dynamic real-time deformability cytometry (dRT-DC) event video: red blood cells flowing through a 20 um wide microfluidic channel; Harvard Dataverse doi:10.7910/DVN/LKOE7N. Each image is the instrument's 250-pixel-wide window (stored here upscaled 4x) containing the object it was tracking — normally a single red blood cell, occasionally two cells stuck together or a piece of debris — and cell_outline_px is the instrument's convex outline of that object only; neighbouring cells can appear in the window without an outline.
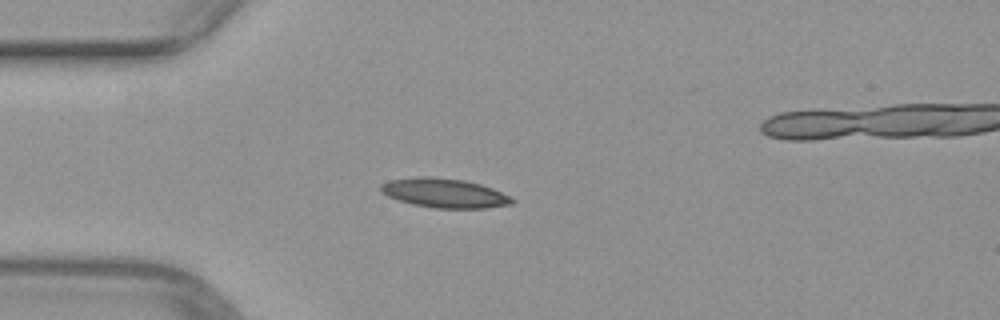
{"species": "common noctule bat (a hibernating species)", "species_latin": "Nyctalus noctula", "temperature_condition": "warm", "stored_images_in_passage": 39, "camera_frame_rate_fps": 3000, "um_per_image_px": 0.085, "animal": {"sex": "female", "body_mass_g": 29.2, "forearm_length_mm": 56.3}, "frame": {"image": 1, "passage_image": 1, "time_ms": 0.0, "image_size_px": [1000, 320], "cell_outline_px": [[516, 200], [512, 204], [484, 208], [436, 208], [412, 204], [388, 196], [380, 192], [380, 184], [388, 180], [416, 176], [432, 176], [464, 180], [480, 184], [492, 188], [512, 196]], "centroid_in_image_um": [37.77, 16.4], "position_along_channel_um": 47.2, "area_um2": 22.6}}
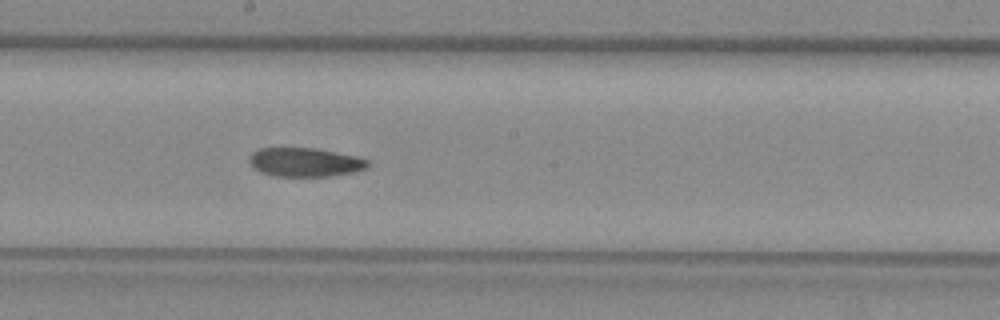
{"frame": {"image": 2, "passage_image": 15, "time_ms": 4.667, "image_size_px": [1000, 320], "cell_outline_px": [[368, 168], [352, 172], [328, 176], [272, 176], [260, 172], [248, 160], [252, 152], [260, 148], [316, 148], [356, 156], [368, 160]], "centroid_in_image_um": [25.92, 13.78], "position_along_channel_um": 222.3, "area_um2": 19.83}}
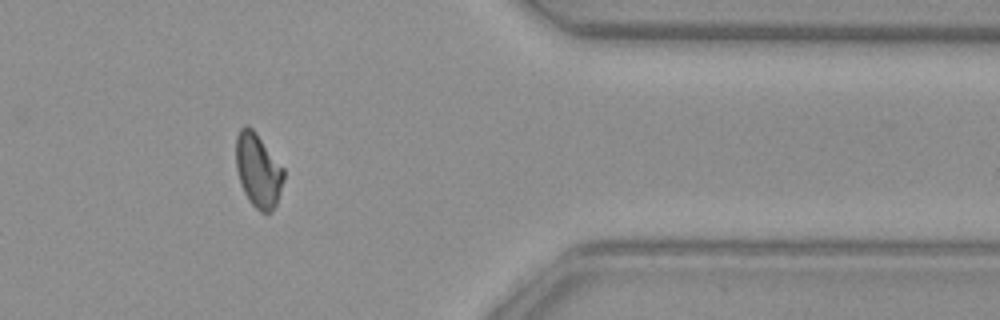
{"frame": {"image": 3, "passage_image": 29, "time_ms": 9.333, "image_size_px": [1000, 320], "cell_outline_px": [[284, 180], [276, 204], [272, 212], [260, 212], [248, 200], [240, 184], [236, 168], [236, 136], [240, 128], [244, 124], [248, 124], [256, 132], [284, 168]], "centroid_in_image_um": [21.93, 14.46], "position_along_channel_um": 389.5, "area_um2": 20.75}}